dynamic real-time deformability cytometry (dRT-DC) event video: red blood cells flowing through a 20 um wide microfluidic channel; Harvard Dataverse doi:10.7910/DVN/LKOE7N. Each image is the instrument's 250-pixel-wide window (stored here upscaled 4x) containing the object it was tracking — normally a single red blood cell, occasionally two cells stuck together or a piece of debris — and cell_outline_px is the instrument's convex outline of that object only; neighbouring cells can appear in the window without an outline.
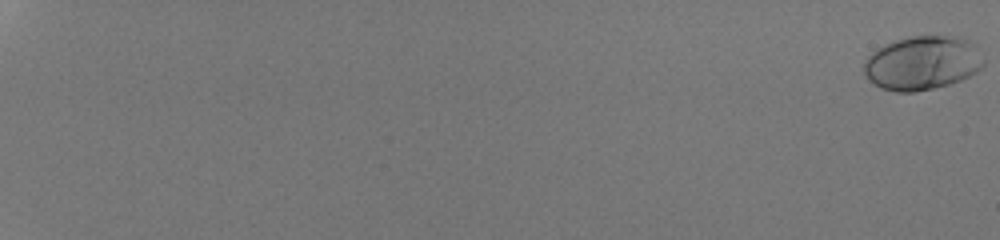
{"species": "human", "species_latin": "Homo sapiens", "temperature_condition": "room temperature", "stored_images_in_passage": 56, "camera_frame_rate_fps": 3000, "um_per_image_px": 0.085, "donor": {"sex": "male"}, "frame": {"image": 1, "passage_image": 1, "time_ms": 0.0, "image_size_px": [1000, 240], "cell_outline_px": [[984, 64], [976, 72], [960, 80], [948, 84], [916, 92], [896, 92], [880, 88], [872, 84], [868, 80], [864, 72], [864, 60], [876, 48], [884, 44], [896, 40], [912, 36], [960, 36], [976, 44], [984, 60]], "centroid_in_image_um": [78.38, 5.35], "position_along_channel_um": 6.6, "area_um2": 37.92}}
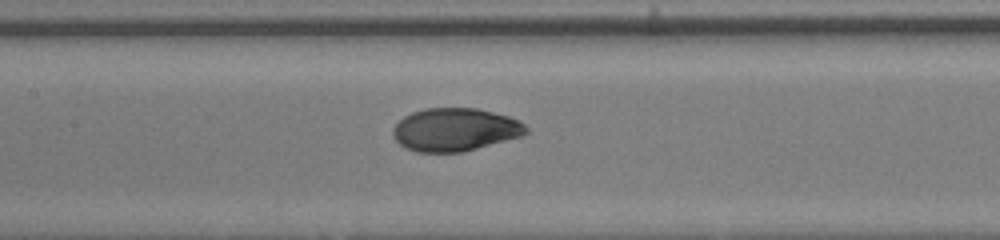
{"frame": {"image": 2, "passage_image": 33, "time_ms": 10.667, "image_size_px": [1000, 240], "cell_outline_px": [[528, 132], [524, 136], [460, 152], [416, 152], [400, 144], [396, 140], [392, 132], [392, 128], [404, 116], [412, 112], [424, 108], [476, 108], [508, 116], [520, 120], [528, 128]], "centroid_in_image_um": [38.7, 11.01], "position_along_channel_um": 168.7, "area_um2": 33.35}}
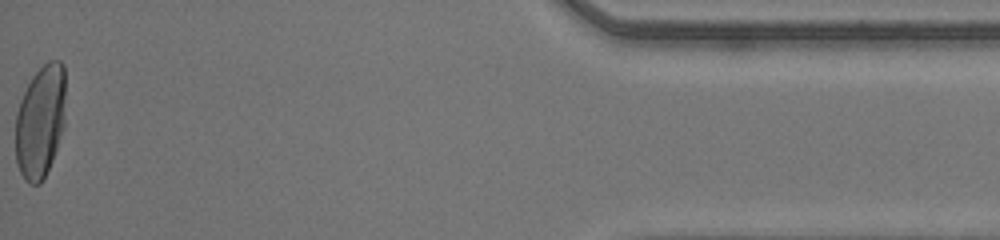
{"frame": {"image": 3, "passage_image": 56, "time_ms": 18.333, "image_size_px": [1000, 240], "cell_outline_px": [[64, 128], [52, 160], [40, 184], [28, 184], [24, 180], [20, 172], [16, 160], [16, 112], [20, 100], [32, 76], [48, 60], [60, 60], [64, 64]], "centroid_in_image_um": [3.43, 10.32], "position_along_channel_um": 431.8, "area_um2": 32.95}, "authors_computed_cell_mechanics": {"area_um2": 33.6685, "velocity_mm_per_s": 4.2522, "shape_relaxation_time_tau1_ms": 5.6655, "shape_relaxation_time_tau2_ms": null, "deformation_change_tau1": 0.242, "deformation_change_tau2": null}}